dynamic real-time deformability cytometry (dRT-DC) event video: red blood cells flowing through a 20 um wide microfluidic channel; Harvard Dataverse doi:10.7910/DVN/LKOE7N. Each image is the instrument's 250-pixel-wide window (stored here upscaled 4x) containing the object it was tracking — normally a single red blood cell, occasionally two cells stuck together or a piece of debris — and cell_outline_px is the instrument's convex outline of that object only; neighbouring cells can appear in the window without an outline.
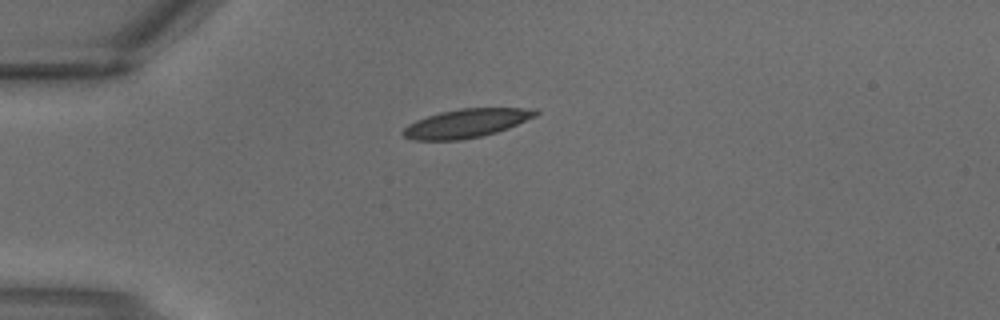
{"species": "common noctule bat (a hibernating species)", "species_latin": "Nyctalus noctula", "temperature_condition": "warm", "stored_images_in_passage": 1, "camera_frame_rate_fps": 3000, "um_per_image_px": 0.085, "animal": {"sex": "male", "body_mass_g": 18.8}, "frame": {"image": 1, "passage_image": 1, "time_ms": 0.0, "image_size_px": [1000, 320], "cell_outline_px": [[540, 112], [536, 116], [508, 128], [496, 132], [480, 136], [460, 140], [416, 140], [404, 136], [400, 132], [408, 124], [416, 120], [440, 112], [460, 108], [536, 108]], "centroid_in_image_um": [39.65, 10.47], "position_along_channel_um": 45.4, "area_um2": 22.08}}